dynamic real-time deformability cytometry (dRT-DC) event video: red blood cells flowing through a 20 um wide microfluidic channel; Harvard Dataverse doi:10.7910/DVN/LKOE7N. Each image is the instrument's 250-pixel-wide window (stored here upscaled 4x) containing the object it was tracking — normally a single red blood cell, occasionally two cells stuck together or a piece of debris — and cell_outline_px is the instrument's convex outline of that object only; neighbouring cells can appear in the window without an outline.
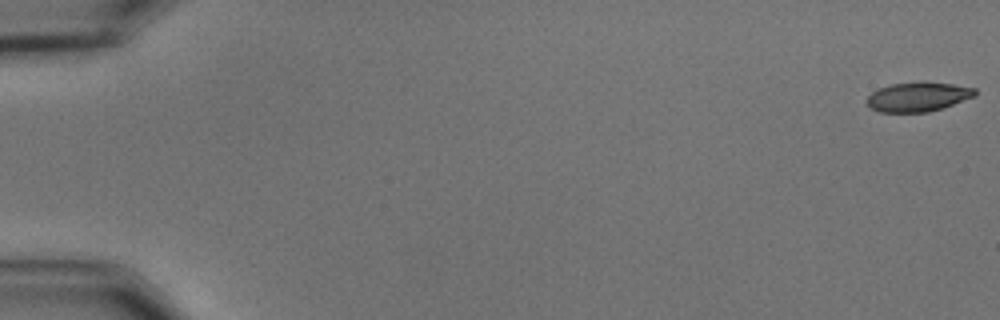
{"species": "common noctule bat (a hibernating species)", "species_latin": "Nyctalus noctula", "temperature_condition": "cold", "stored_images_in_passage": 58, "camera_frame_rate_fps": 3000, "um_per_image_px": 0.085, "animal": {"sex": "male", "body_mass_g": 15.6}, "frame": {"image": 1, "passage_image": 1, "time_ms": 0.0, "image_size_px": [1000, 320], "cell_outline_px": [[976, 96], [928, 112], [880, 112], [872, 108], [864, 100], [872, 92], [880, 88], [892, 84], [920, 80], [924, 80], [952, 84], [976, 88]], "centroid_in_image_um": [78.03, 8.2], "position_along_channel_um": 7.0, "area_um2": 18.67}}
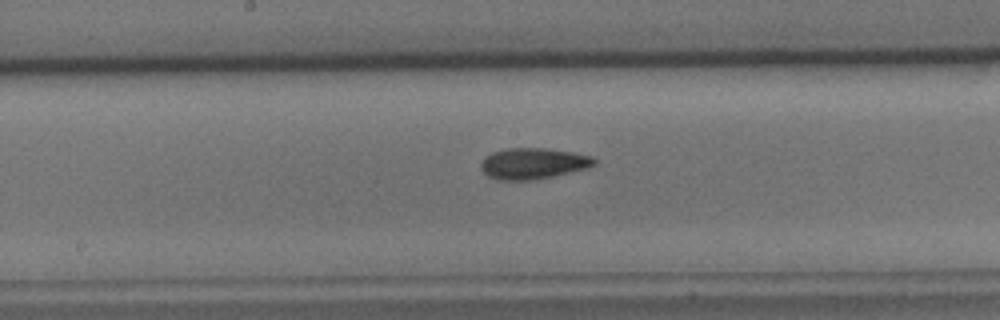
{"frame": {"image": 2, "passage_image": 31, "time_ms": 10.0, "image_size_px": [1000, 320], "cell_outline_px": [[596, 164], [588, 168], [552, 176], [532, 180], [500, 180], [488, 176], [480, 168], [480, 164], [484, 156], [492, 152], [508, 148], [544, 148], [572, 152], [592, 156], [596, 160]], "centroid_in_image_um": [45.3, 13.89], "position_along_channel_um": 202.9, "area_um2": 20.52}}
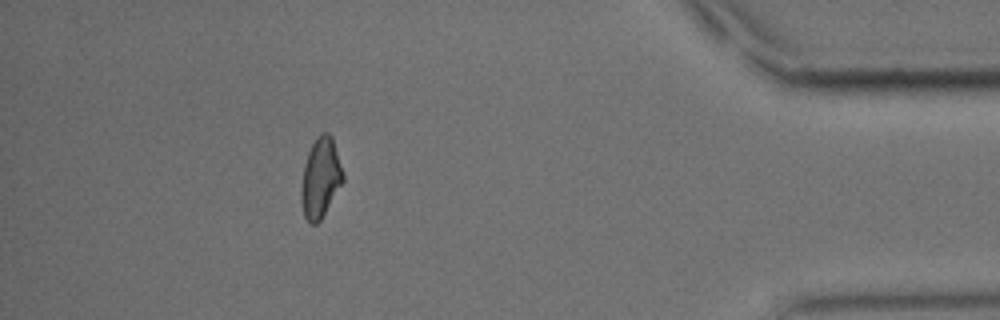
{"frame": {"image": 3, "passage_image": 52, "time_ms": 17.0, "image_size_px": [1000, 320], "cell_outline_px": [[344, 180], [320, 220], [316, 224], [308, 224], [304, 216], [300, 200], [300, 188], [304, 164], [308, 152], [316, 136], [320, 132], [328, 132], [332, 136], [344, 176]], "centroid_in_image_um": [27.22, 15.12], "position_along_channel_um": 408.0, "area_um2": 19.54}, "authors_computed_cell_mechanics": {"area_um2": 19.652, "velocity_mm_per_s": 3.5573, "shape_relaxation_time_tau1_ms": 4.6909, "shape_relaxation_time_tau2_ms": 5.1002, "deformation_change_tau1": 0.1314, "deformation_change_tau2": 0.109}}